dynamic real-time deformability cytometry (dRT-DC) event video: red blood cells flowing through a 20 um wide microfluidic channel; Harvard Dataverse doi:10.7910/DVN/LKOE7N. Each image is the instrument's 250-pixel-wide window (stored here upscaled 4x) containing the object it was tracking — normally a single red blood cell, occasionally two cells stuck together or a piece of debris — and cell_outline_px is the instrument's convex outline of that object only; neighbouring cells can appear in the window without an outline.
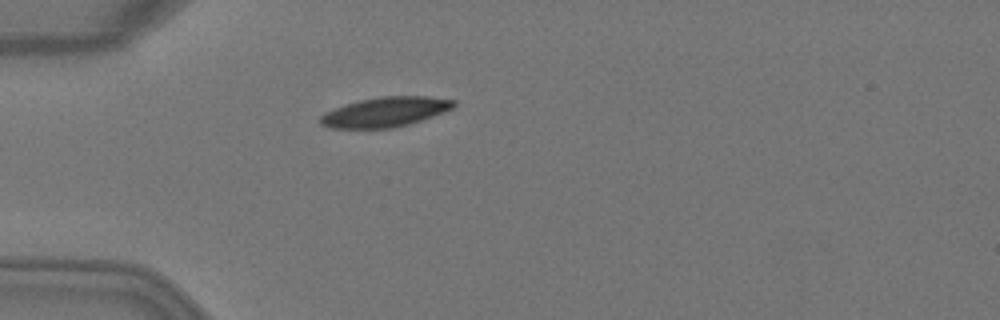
{"species": "Egyptian fruit bat (a non-hibernating species)", "species_latin": "Rousettus aegyptiacus", "temperature_condition": "warm", "stored_images_in_passage": 32, "camera_frame_rate_fps": 3000, "um_per_image_px": 0.085, "animal": {"sex": "female"}, "frame": {"image": 1, "passage_image": 1, "time_ms": 0.0, "image_size_px": [1000, 320], "cell_outline_px": [[456, 104], [452, 108], [444, 112], [408, 124], [392, 128], [332, 128], [320, 124], [320, 116], [344, 104], [360, 100], [380, 96], [428, 96], [456, 100]], "centroid_in_image_um": [32.77, 9.51], "position_along_channel_um": 52.2, "area_um2": 22.95}}
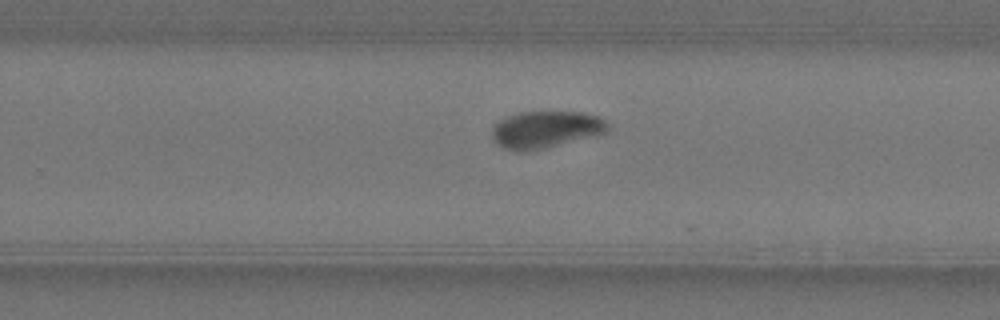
{"frame": {"image": 2, "passage_image": 19, "time_ms": 6.0, "image_size_px": [1000, 320], "cell_outline_px": [[608, 132], [544, 148], [524, 152], [516, 152], [504, 148], [496, 144], [492, 140], [492, 124], [504, 116], [520, 112], [584, 112], [596, 116], [604, 120], [608, 124]], "centroid_in_image_um": [46.3, 11.01], "position_along_channel_um": 283.5, "area_um2": 25.14}}
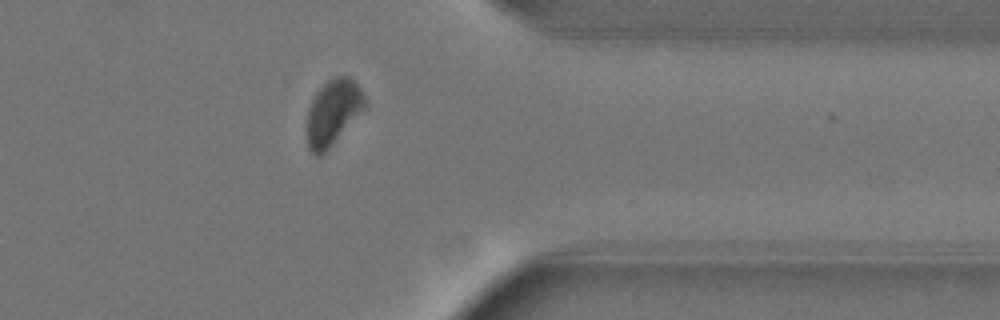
{"frame": {"image": 3, "passage_image": 27, "time_ms": 8.667, "image_size_px": [1000, 320], "cell_outline_px": [[368, 108], [320, 156], [316, 156], [308, 148], [304, 132], [308, 108], [316, 92], [332, 76], [348, 76], [360, 88], [368, 104]], "centroid_in_image_um": [28.29, 9.57], "position_along_channel_um": 383.1, "area_um2": 22.72}}